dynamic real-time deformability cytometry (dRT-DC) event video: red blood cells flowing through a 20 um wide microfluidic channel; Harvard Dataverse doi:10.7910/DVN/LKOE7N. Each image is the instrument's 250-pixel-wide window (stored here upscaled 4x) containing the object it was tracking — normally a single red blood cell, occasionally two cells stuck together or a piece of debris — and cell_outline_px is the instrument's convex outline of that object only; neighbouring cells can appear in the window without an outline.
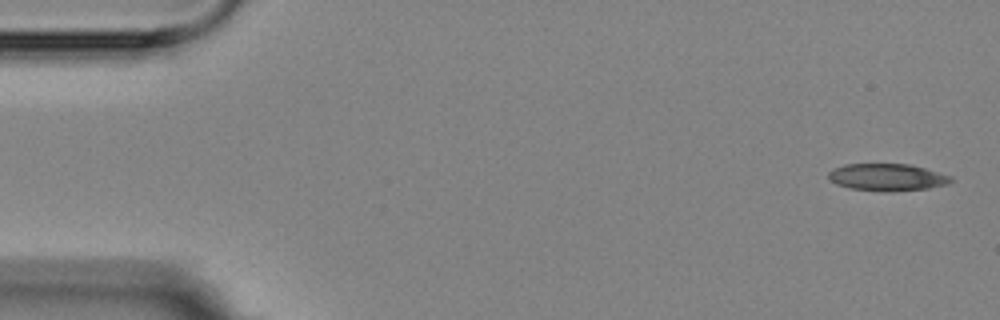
{"species": "Egyptian fruit bat (a non-hibernating species)", "species_latin": "Rousettus aegyptiacus", "temperature_condition": "room temperature", "stored_images_in_passage": 5, "camera_frame_rate_fps": 3000, "um_per_image_px": 0.085, "animal": {"sex": "female"}, "frame": {"image": 1, "passage_image": 1, "time_ms": 0.0, "image_size_px": [1000, 320], "cell_outline_px": [[952, 180], [948, 184], [928, 188], [892, 192], [888, 192], [848, 188], [836, 184], [828, 180], [828, 172], [832, 168], [844, 164], [912, 164], [952, 176]], "centroid_in_image_um": [75.38, 15.06], "position_along_channel_um": 9.6, "area_um2": 19.65}}
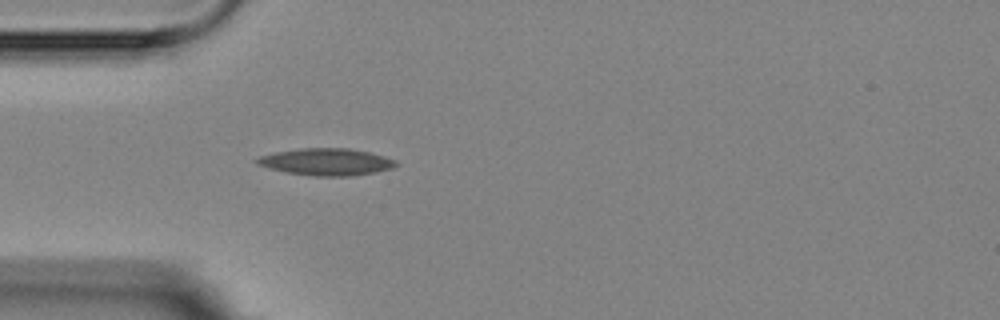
{"frame": {"image": 2, "passage_image": 5, "time_ms": 4.667, "image_size_px": [1000, 320], "cell_outline_px": [[400, 164], [392, 168], [376, 172], [352, 176], [312, 176], [288, 172], [268, 168], [256, 164], [252, 160], [256, 156], [276, 152], [300, 148], [348, 148], [368, 152], [384, 156], [396, 160]], "centroid_in_image_um": [27.71, 13.76], "position_along_channel_um": 57.3, "area_um2": 22.08}}